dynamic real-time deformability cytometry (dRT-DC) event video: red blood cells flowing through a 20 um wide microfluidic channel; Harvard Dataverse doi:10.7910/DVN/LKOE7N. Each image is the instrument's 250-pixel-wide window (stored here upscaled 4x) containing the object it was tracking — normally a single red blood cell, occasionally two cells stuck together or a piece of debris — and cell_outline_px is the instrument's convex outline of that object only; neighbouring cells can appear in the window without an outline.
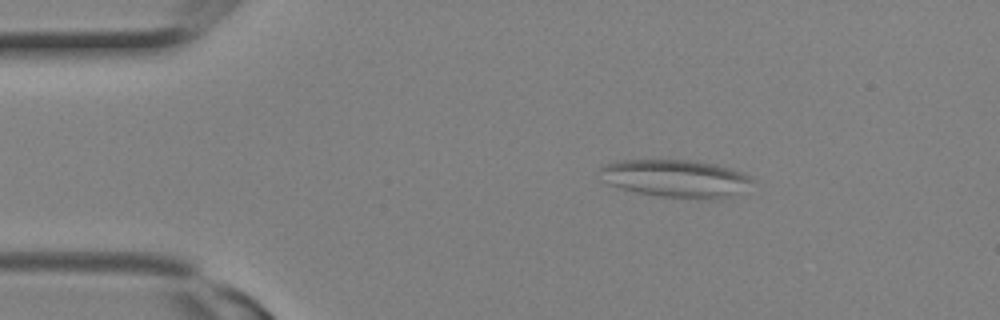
{"species": "Egyptian fruit bat (a non-hibernating species)", "species_latin": "Rousettus aegyptiacus", "temperature_condition": "room temperature", "stored_images_in_passage": 10, "camera_frame_rate_fps": 3000, "um_per_image_px": 0.085, "animal": {"sex": "female"}, "frame": {"image": 1, "passage_image": 2, "time_ms": 0.333, "image_size_px": [1000, 320], "cell_outline_px": [[756, 180], [732, 196], [724, 200], [700, 200], [656, 196], [636, 192], [620, 188], [608, 184], [600, 180], [600, 168], [604, 164], [620, 160], [688, 160], [716, 164], [740, 172]], "centroid_in_image_um": [57.41, 15.19], "position_along_channel_um": 27.6, "area_um2": 33.93}}
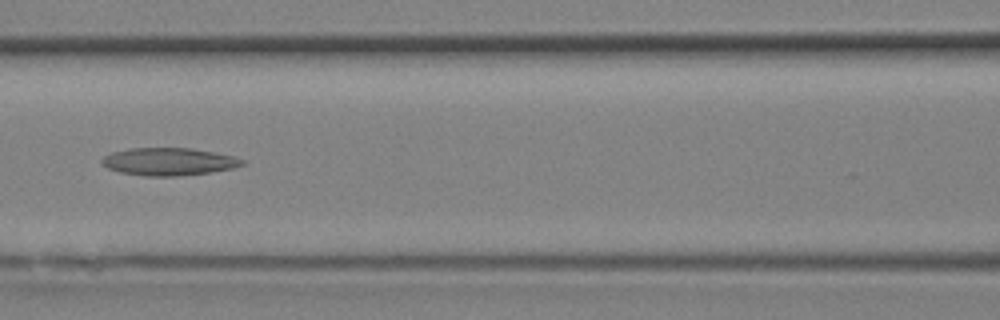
{"frame": {"image": 2, "passage_image": 9, "time_ms": 2.667, "image_size_px": [1000, 320], "cell_outline_px": [[244, 164], [232, 168], [212, 172], [176, 176], [144, 176], [120, 172], [108, 168], [100, 164], [100, 160], [104, 156], [112, 152], [128, 148], [192, 148], [232, 156], [244, 160]], "centroid_in_image_um": [14.29, 13.74], "position_along_channel_um": 152.3, "area_um2": 22.54}}